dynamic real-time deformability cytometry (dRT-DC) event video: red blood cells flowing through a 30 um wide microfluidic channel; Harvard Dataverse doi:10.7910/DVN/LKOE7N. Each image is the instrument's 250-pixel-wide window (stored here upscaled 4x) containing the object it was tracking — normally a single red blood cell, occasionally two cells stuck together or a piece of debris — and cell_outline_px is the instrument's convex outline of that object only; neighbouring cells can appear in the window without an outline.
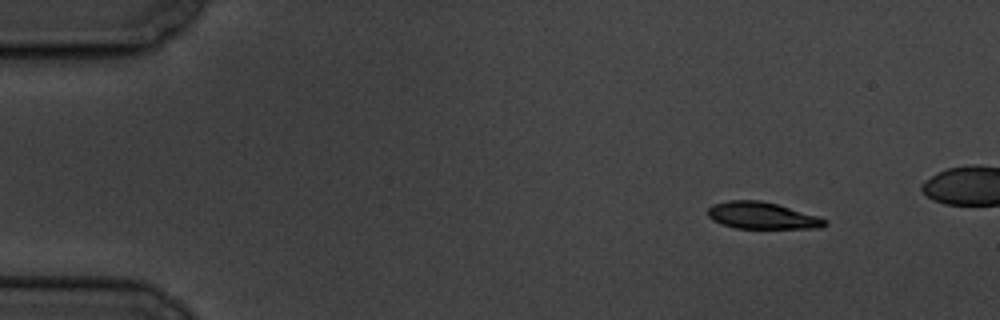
{"species": "common noctule bat (a hibernating species)", "species_latin": "Nyctalus noctula", "temperature_condition": "cold", "stored_images_in_passage": 8, "camera_frame_rate_fps": 3000, "um_per_image_px": 0.085, "animal": {"sex": "male", "body_mass_g": 19.5, "forearm_length_mm": 54.6}, "frame": {"image": 1, "passage_image": 1, "time_ms": 0.0, "image_size_px": [1000, 320], "cell_outline_px": [[828, 224], [820, 228], [736, 228], [712, 220], [708, 216], [708, 208], [712, 204], [728, 200], [760, 200], [776, 204], [820, 216], [828, 220]], "centroid_in_image_um": [64.8, 18.32], "position_along_channel_um": 20.2, "area_um2": 18.32}}
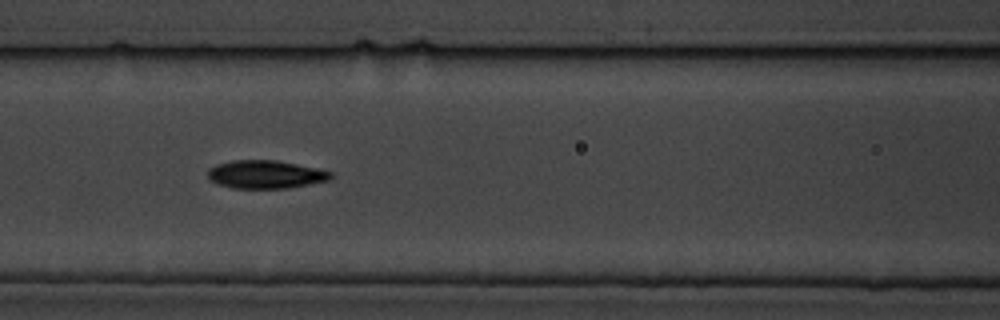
{"frame": {"image": 2, "passage_image": 6, "time_ms": 6.333, "image_size_px": [1000, 320], "cell_outline_px": [[332, 176], [328, 180], [288, 188], [232, 188], [216, 184], [208, 180], [208, 168], [216, 164], [232, 160], [276, 160], [316, 168], [332, 172]], "centroid_in_image_um": [22.5, 14.82], "position_along_channel_um": 144.1, "area_um2": 20.17}}
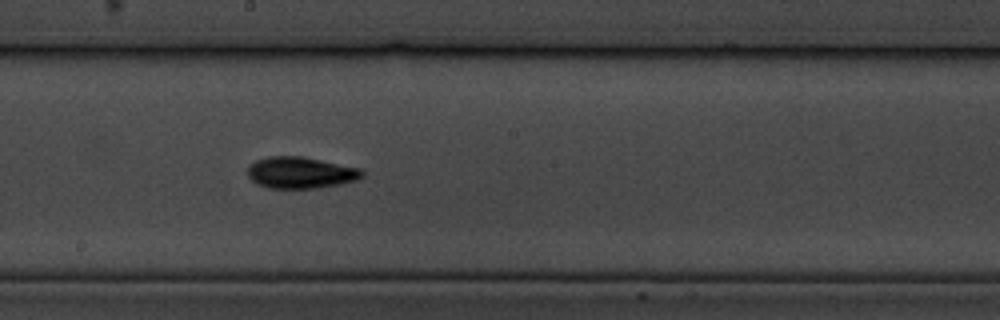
{"frame": {"image": 3, "passage_image": 8, "time_ms": 8.667, "image_size_px": [1000, 320], "cell_outline_px": [[364, 176], [356, 180], [340, 184], [316, 188], [268, 188], [256, 184], [248, 176], [248, 164], [256, 160], [268, 156], [300, 156], [360, 168], [364, 172]], "centroid_in_image_um": [25.52, 14.67], "position_along_channel_um": 222.7, "area_um2": 21.04}}